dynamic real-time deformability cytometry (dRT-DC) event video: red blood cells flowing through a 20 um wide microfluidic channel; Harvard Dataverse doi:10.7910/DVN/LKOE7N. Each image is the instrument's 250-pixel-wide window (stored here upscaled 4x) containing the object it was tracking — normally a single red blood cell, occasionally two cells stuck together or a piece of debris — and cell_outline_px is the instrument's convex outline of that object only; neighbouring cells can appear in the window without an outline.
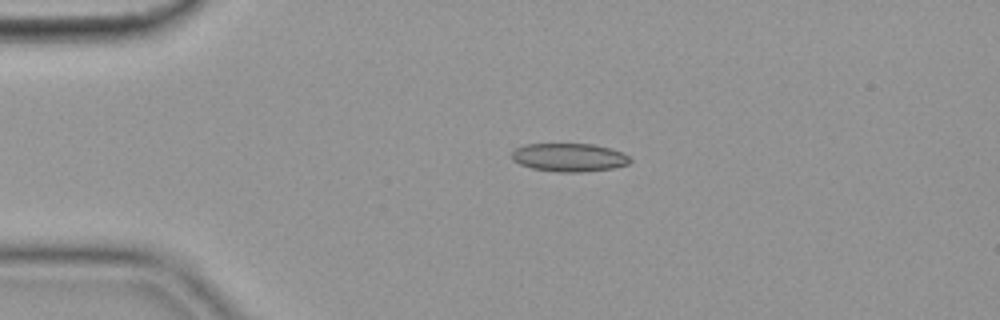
{"species": "common noctule bat (a hibernating species)", "species_latin": "Nyctalus noctula", "temperature_condition": "cold", "stored_images_in_passage": 44, "camera_frame_rate_fps": 3000, "um_per_image_px": 0.085, "animal": {"sex": "female", "body_mass_g": 19.9}, "frame": {"image": 1, "passage_image": 1, "time_ms": 0.0, "image_size_px": [1000, 320], "cell_outline_px": [[632, 160], [628, 164], [612, 168], [580, 172], [556, 172], [532, 168], [520, 164], [512, 160], [512, 152], [516, 148], [524, 144], [592, 144], [624, 152]], "centroid_in_image_um": [48.37, 13.38], "position_along_channel_um": 36.6, "area_um2": 19.48}}
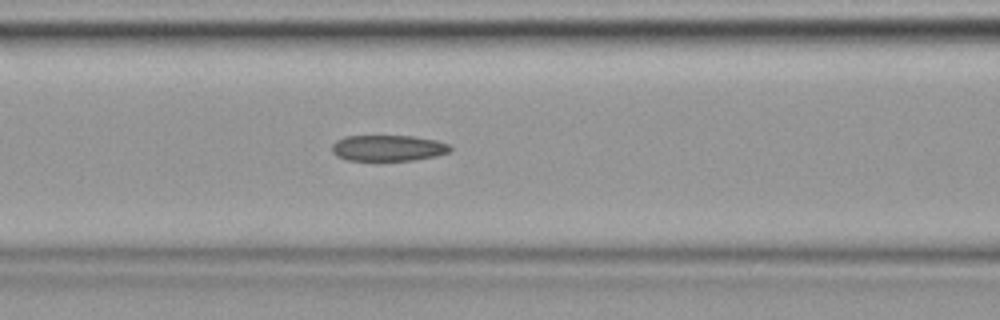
{"frame": {"image": 2, "passage_image": 12, "time_ms": 3.667, "image_size_px": [1000, 320], "cell_outline_px": [[452, 148], [448, 152], [436, 156], [412, 160], [348, 160], [336, 156], [332, 152], [332, 144], [336, 140], [344, 136], [412, 136], [436, 140], [448, 144]], "centroid_in_image_um": [32.96, 12.58], "position_along_channel_um": 133.6, "area_um2": 17.86}}
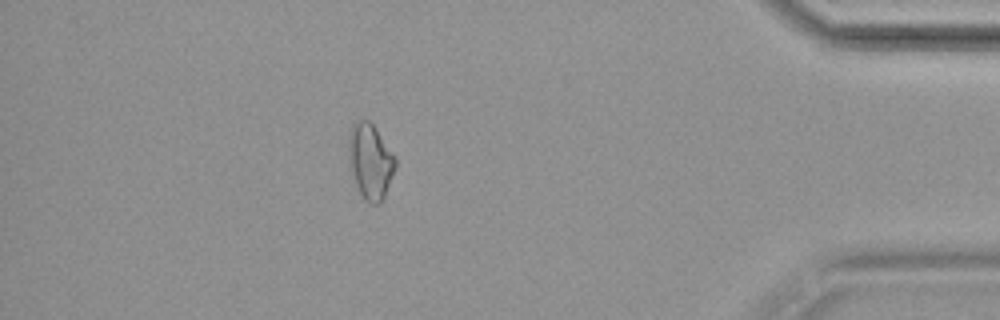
{"frame": {"image": 3, "passage_image": 38, "time_ms": 12.333, "image_size_px": [1000, 320], "cell_outline_px": [[396, 168], [384, 196], [380, 204], [368, 204], [364, 200], [356, 184], [348, 160], [348, 132], [352, 124], [360, 120], [368, 120], [372, 124], [396, 156]], "centroid_in_image_um": [31.47, 13.71], "position_along_channel_um": 403.7, "area_um2": 20.63}, "authors_computed_cell_mechanics": {"area_um2": 18.5538, "velocity_mm_per_s": 3.6054, "shape_relaxation_time_tau1_ms": null, "shape_relaxation_time_tau2_ms": 10.097, "deformation_change_tau1": null, "deformation_change_tau2": 0.2175}}